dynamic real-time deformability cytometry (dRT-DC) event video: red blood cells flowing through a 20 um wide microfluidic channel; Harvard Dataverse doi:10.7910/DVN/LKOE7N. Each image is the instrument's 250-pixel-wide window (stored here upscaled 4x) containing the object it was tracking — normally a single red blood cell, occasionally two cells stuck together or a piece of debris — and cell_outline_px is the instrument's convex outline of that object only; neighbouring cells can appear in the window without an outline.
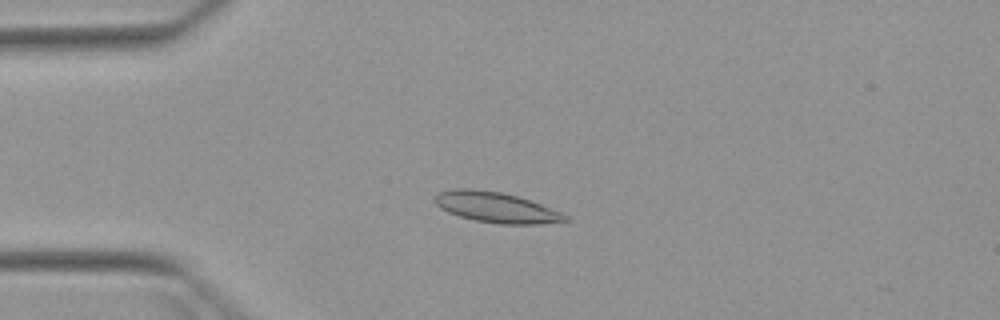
{"species": "Egyptian fruit bat (a non-hibernating species)", "species_latin": "Rousettus aegyptiacus", "temperature_condition": "warm", "stored_images_in_passage": 5, "camera_frame_rate_fps": 3000, "um_per_image_px": 0.085, "animal": {"sex": "female"}, "frame": {"image": 1, "passage_image": 3, "time_ms": 2.333, "image_size_px": [1000, 320], "cell_outline_px": [[568, 220], [536, 224], [500, 224], [476, 220], [460, 216], [448, 212], [440, 208], [436, 204], [436, 196], [440, 192], [456, 188], [468, 188], [500, 192], [516, 196], [540, 204], [560, 212], [568, 216]], "centroid_in_image_um": [42.15, 17.63], "position_along_channel_um": 42.9, "area_um2": 22.6}}
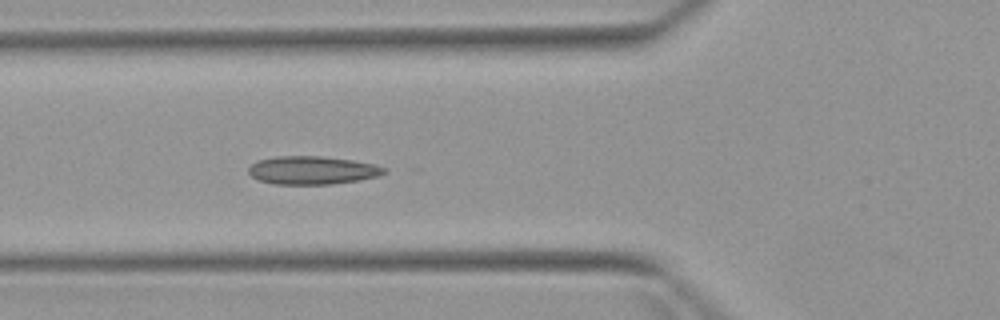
{"frame": {"image": 2, "passage_image": 5, "time_ms": 4.333, "image_size_px": [1000, 320], "cell_outline_px": [[388, 172], [380, 176], [360, 180], [332, 184], [276, 184], [260, 180], [252, 176], [248, 172], [248, 168], [256, 160], [276, 156], [320, 156], [352, 160], [376, 164], [388, 168]], "centroid_in_image_um": [26.6, 14.47], "position_along_channel_um": 99.2, "area_um2": 22.48}}